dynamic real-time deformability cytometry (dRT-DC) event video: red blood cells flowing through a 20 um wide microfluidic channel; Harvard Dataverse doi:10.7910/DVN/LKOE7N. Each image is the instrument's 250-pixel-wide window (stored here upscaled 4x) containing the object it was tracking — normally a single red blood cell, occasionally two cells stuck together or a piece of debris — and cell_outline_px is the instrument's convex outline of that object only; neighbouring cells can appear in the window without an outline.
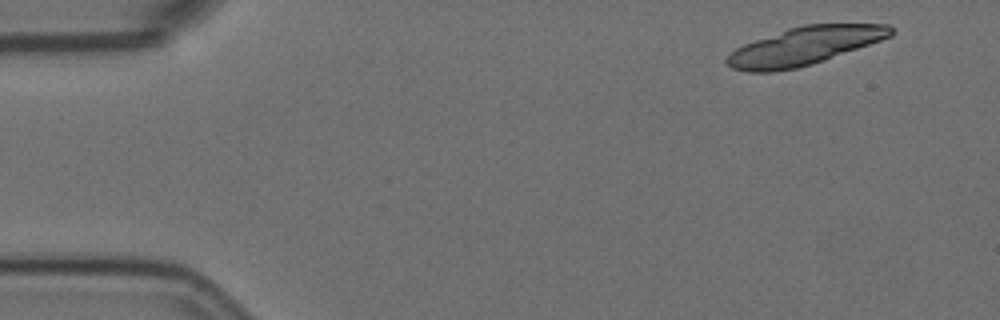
{"species": "Egyptian fruit bat (a non-hibernating species)", "species_latin": "Rousettus aegyptiacus", "temperature_condition": "room temperature", "stored_images_in_passage": 4, "camera_frame_rate_fps": 3000, "um_per_image_px": 0.085, "animal": {"sex": "female"}, "frame": {"image": 1, "passage_image": 1, "time_ms": 0.0, "image_size_px": [1000, 320], "cell_outline_px": [[896, 32], [892, 36], [812, 64], [796, 68], [772, 72], [748, 72], [732, 68], [724, 60], [736, 48], [744, 44], [788, 28], [804, 24], [888, 24]], "centroid_in_image_um": [68.38, 3.91], "position_along_channel_um": 16.6, "area_um2": 35.95}}